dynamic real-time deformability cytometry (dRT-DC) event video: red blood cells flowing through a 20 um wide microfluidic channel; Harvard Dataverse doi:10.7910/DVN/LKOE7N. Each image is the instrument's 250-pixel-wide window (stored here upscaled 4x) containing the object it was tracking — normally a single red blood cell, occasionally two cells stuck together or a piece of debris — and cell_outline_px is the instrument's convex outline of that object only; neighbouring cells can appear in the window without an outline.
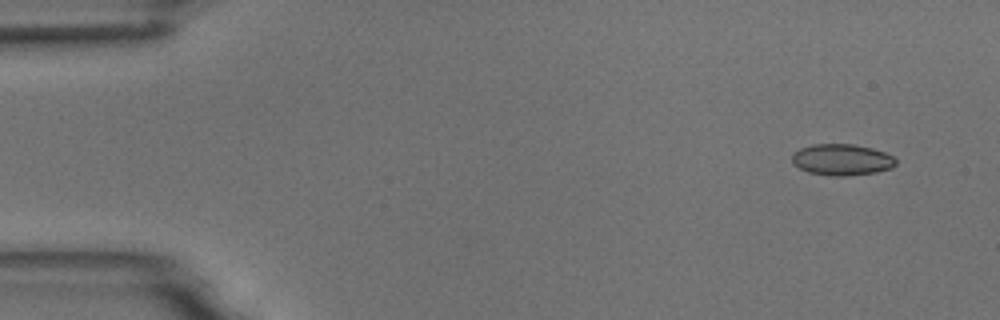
{"species": "common noctule bat (a hibernating species)", "species_latin": "Nyctalus noctula", "temperature_condition": "room temperature", "stored_images_in_passage": 6, "camera_frame_rate_fps": 3000, "um_per_image_px": 0.085, "animal": {"sex": "male", "body_mass_g": 18.8}, "frame": {"image": 1, "passage_image": 1, "time_ms": 0.0, "image_size_px": [1000, 320], "cell_outline_px": [[896, 164], [892, 168], [876, 172], [844, 176], [832, 176], [808, 172], [800, 168], [792, 160], [792, 152], [800, 148], [812, 144], [852, 144], [872, 148], [884, 152], [892, 156], [896, 160]], "centroid_in_image_um": [71.55, 13.57], "position_along_channel_um": 13.4, "area_um2": 18.9}}
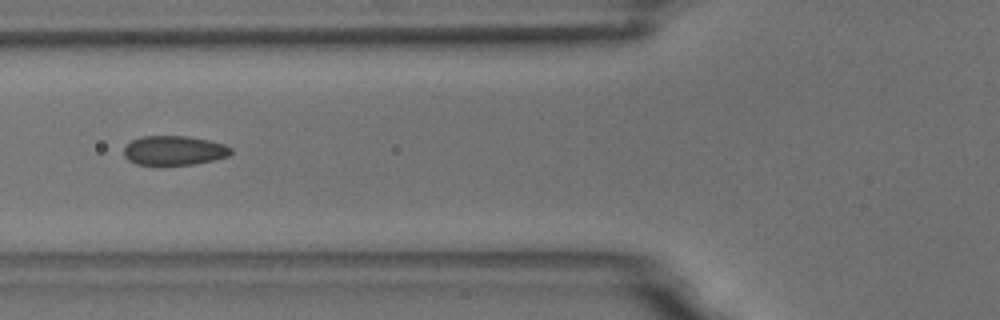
{"frame": {"image": 2, "passage_image": 6, "time_ms": 5.667, "image_size_px": [1000, 320], "cell_outline_px": [[232, 152], [228, 156], [196, 164], [160, 168], [136, 164], [128, 160], [124, 156], [124, 148], [132, 140], [140, 136], [188, 136], [208, 140], [224, 144], [232, 148]], "centroid_in_image_um": [14.76, 12.84], "position_along_channel_um": 111.0, "area_um2": 19.07}}